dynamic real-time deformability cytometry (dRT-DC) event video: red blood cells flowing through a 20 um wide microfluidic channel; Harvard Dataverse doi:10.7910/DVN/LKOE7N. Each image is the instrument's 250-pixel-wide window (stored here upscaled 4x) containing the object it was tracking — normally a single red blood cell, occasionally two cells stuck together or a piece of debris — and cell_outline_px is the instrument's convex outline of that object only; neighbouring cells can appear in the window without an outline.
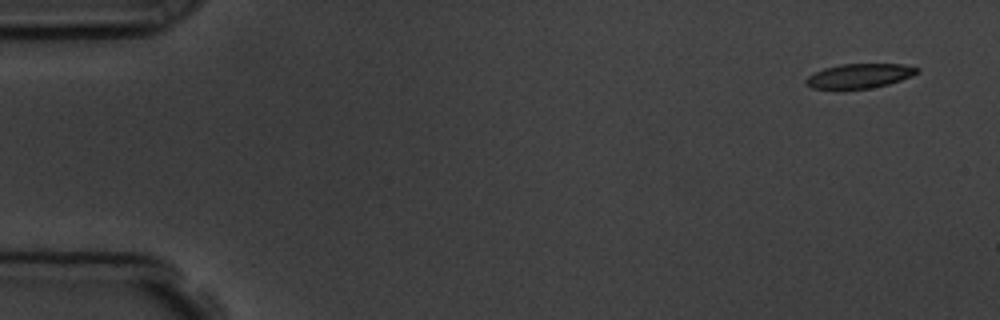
{"species": "common noctule bat (a hibernating species)", "species_latin": "Nyctalus noctula", "temperature_condition": "room temperature", "stored_images_in_passage": 15, "camera_frame_rate_fps": 3000, "um_per_image_px": 0.085, "animal": {"sex": "male", "body_mass_g": 19.5, "forearm_length_mm": 54.6}, "frame": {"image": 1, "passage_image": 1, "time_ms": 0.0, "image_size_px": [1000, 320], "cell_outline_px": [[920, 72], [912, 76], [888, 84], [868, 88], [840, 92], [812, 88], [804, 84], [804, 80], [808, 76], [824, 68], [840, 64], [904, 64], [920, 68]], "centroid_in_image_um": [72.99, 6.49], "position_along_channel_um": 12.0, "area_um2": 16.53}}
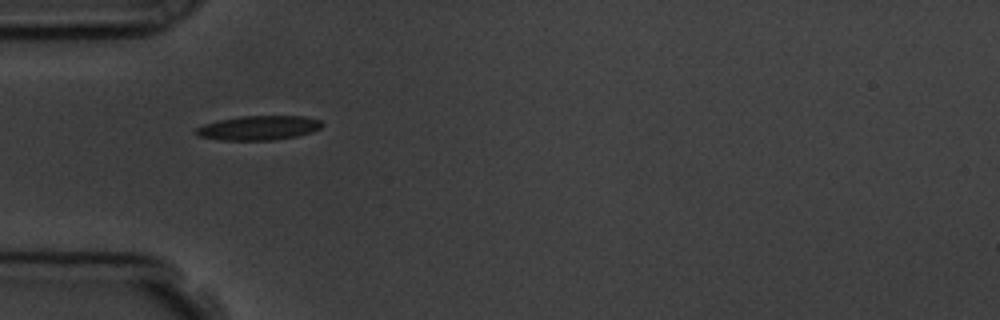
{"frame": {"image": 2, "passage_image": 5, "time_ms": 4.667, "image_size_px": [1000, 320], "cell_outline_px": [[324, 124], [320, 128], [312, 132], [296, 136], [272, 140], [220, 140], [196, 136], [196, 128], [204, 124], [220, 120], [240, 116], [304, 116], [320, 120]], "centroid_in_image_um": [21.99, 10.87], "position_along_channel_um": 63.0, "area_um2": 17.86}}
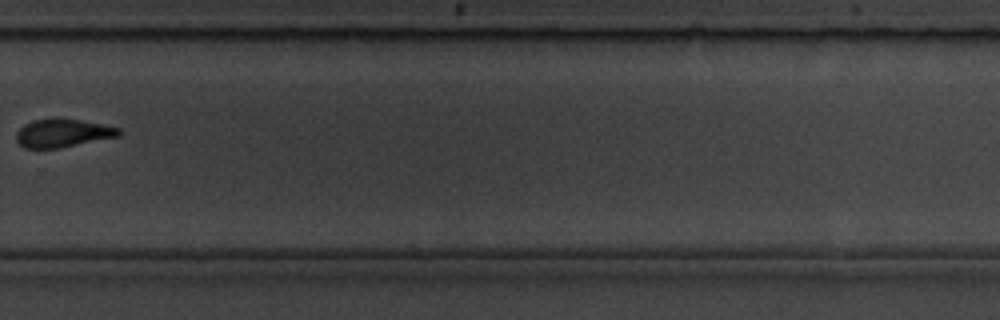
{"frame": {"image": 3, "passage_image": 11, "time_ms": 11.667, "image_size_px": [1000, 320], "cell_outline_px": [[120, 136], [60, 148], [24, 148], [16, 140], [16, 132], [24, 124], [32, 120], [52, 116], [56, 116], [80, 120], [120, 128]], "centroid_in_image_um": [5.29, 11.29], "position_along_channel_um": 324.5, "area_um2": 17.22}, "authors_computed_cell_mechanics": {"area_um2": 17.2244, "velocity_mm_per_s": 3.7631, "shape_relaxation_time_tau1_ms": 4.5215, "shape_relaxation_time_tau2_ms": null, "deformation_change_tau1": 0.1463, "deformation_change_tau2": null}}